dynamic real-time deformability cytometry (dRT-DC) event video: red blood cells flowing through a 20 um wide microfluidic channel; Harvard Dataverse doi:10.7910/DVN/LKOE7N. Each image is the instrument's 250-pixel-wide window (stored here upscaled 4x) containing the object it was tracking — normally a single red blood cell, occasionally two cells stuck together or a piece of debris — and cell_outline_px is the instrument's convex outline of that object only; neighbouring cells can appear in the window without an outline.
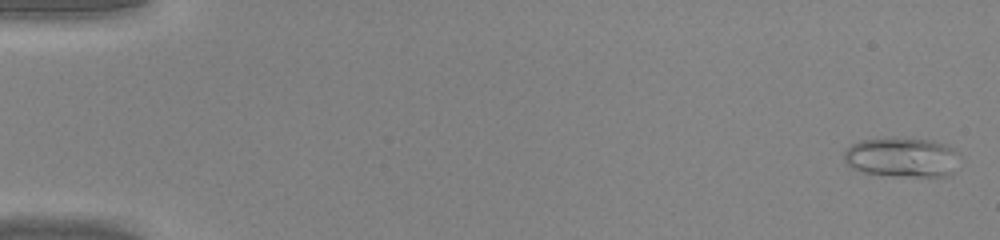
{"species": "common noctule bat (a hibernating species)", "species_latin": "Nyctalus noctula", "temperature_condition": "warm", "stored_images_in_passage": 45, "camera_frame_rate_fps": 3000, "um_per_image_px": 0.085, "animal": {"sex": "male", "body_mass_g": 20.0, "forearm_length_mm": 53.3}, "frame": {"image": 1, "passage_image": 1, "time_ms": 0.0, "image_size_px": [1000, 240], "cell_outline_px": [[960, 152], [952, 172], [948, 176], [892, 176], [864, 172], [852, 168], [844, 160], [844, 152], [852, 144], [860, 140], [892, 136], [932, 140], [944, 144]], "centroid_in_image_um": [76.65, 13.34], "position_along_channel_um": 8.3, "area_um2": 27.05}}
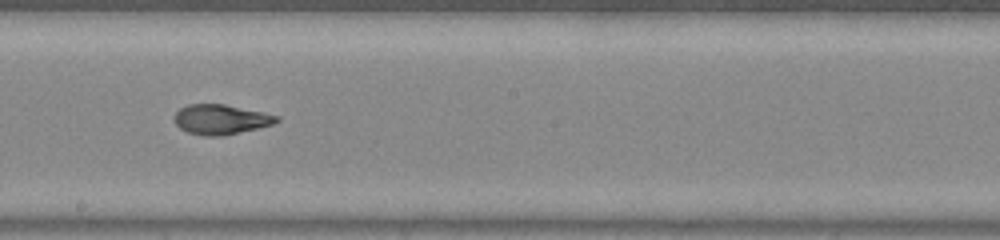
{"frame": {"image": 2, "passage_image": 26, "time_ms": 8.333, "image_size_px": [1000, 240], "cell_outline_px": [[280, 120], [272, 124], [224, 136], [204, 136], [188, 132], [180, 128], [172, 120], [172, 116], [180, 108], [188, 104], [224, 104], [264, 112], [280, 116]], "centroid_in_image_um": [18.74, 10.14], "position_along_channel_um": 229.5, "area_um2": 17.92}}
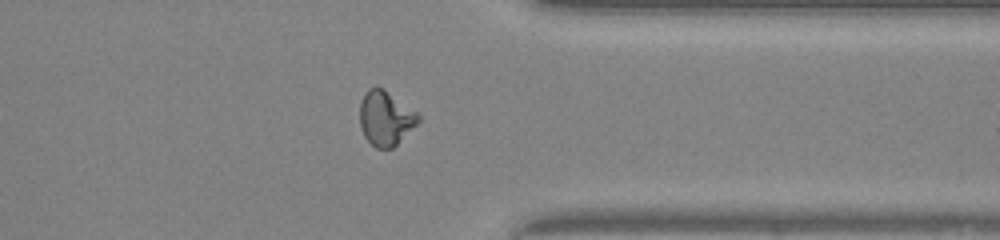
{"frame": {"image": 3, "passage_image": 36, "time_ms": 11.667, "image_size_px": [1000, 240], "cell_outline_px": [[420, 120], [392, 148], [376, 148], [364, 136], [360, 128], [360, 100], [364, 92], [368, 88], [376, 84], [384, 88], [416, 112], [420, 116]], "centroid_in_image_um": [32.73, 9.99], "position_along_channel_um": 378.7, "area_um2": 18.61}}